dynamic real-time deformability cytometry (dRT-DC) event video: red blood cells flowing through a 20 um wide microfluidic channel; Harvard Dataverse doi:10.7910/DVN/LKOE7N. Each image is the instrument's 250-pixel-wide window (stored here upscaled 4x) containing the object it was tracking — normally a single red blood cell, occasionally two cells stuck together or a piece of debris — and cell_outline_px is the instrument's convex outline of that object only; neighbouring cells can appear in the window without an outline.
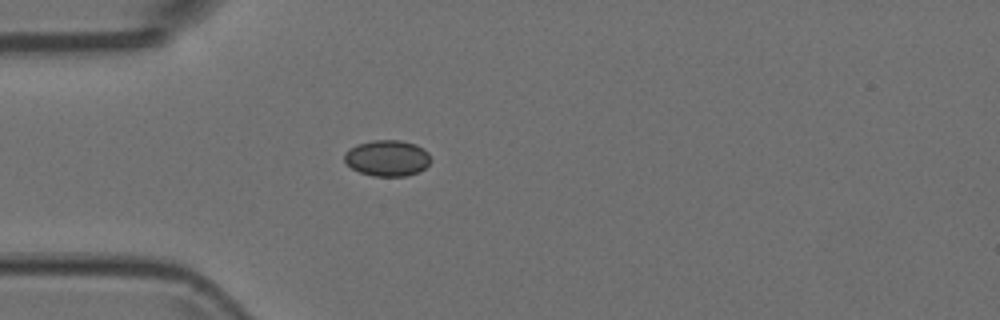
{"species": "Egyptian fruit bat (a non-hibernating species)", "species_latin": "Rousettus aegyptiacus", "temperature_condition": "room temperature", "stored_images_in_passage": 1, "camera_frame_rate_fps": 3000, "um_per_image_px": 0.085, "animal": {"sex": "female"}, "frame": {"image": 1, "passage_image": 1, "time_ms": 0.0, "image_size_px": [1000, 320], "cell_outline_px": [[432, 160], [424, 168], [416, 172], [404, 176], [372, 176], [360, 172], [352, 168], [344, 160], [344, 152], [348, 148], [356, 144], [372, 140], [400, 140], [416, 144], [424, 148], [428, 152]], "centroid_in_image_um": [32.91, 13.42], "position_along_channel_um": 52.1, "area_um2": 18.26}}